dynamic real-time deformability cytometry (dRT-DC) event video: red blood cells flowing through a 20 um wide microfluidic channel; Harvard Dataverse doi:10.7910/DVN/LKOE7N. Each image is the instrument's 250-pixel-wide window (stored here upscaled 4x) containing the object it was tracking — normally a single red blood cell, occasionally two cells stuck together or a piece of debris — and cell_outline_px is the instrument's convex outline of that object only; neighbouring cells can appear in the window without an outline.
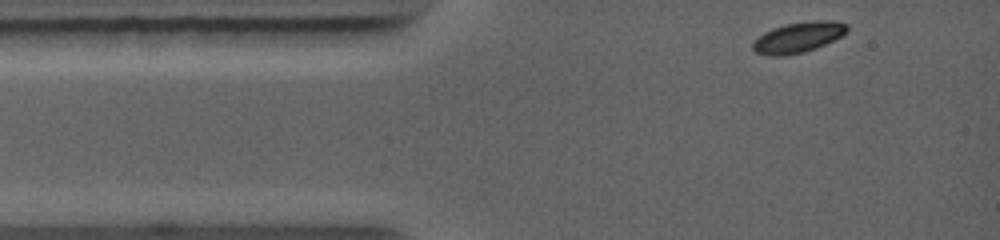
{"species": "common noctule bat (a hibernating species)", "species_latin": "Nyctalus noctula", "temperature_condition": "warm", "stored_images_in_passage": 48, "camera_frame_rate_fps": 5000, "um_per_image_px": 0.085, "animal": {"sex": "female", "body_mass_g": 19.0, "forearm_length_mm": 56.7}, "frame": {"image": 1, "passage_image": 1, "time_ms": 0.0, "image_size_px": [1000, 240], "cell_outline_px": [[848, 32], [816, 48], [804, 52], [784, 56], [768, 56], [756, 52], [752, 48], [752, 44], [764, 32], [772, 28], [784, 24], [812, 20], [836, 20], [848, 24]], "centroid_in_image_um": [67.87, 3.16], "position_along_channel_um": 17.1, "area_um2": 16.88}}
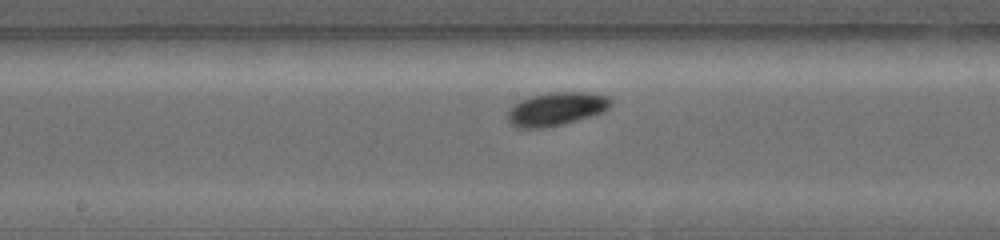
{"frame": {"image": 2, "passage_image": 27, "time_ms": 4.8, "image_size_px": [1000, 240], "cell_outline_px": [[612, 104], [604, 112], [592, 116], [564, 124], [544, 128], [516, 128], [508, 120], [508, 108], [512, 104], [528, 96], [548, 92], [592, 92], [608, 96], [612, 100]], "centroid_in_image_um": [47.29, 9.25], "position_along_channel_um": 200.9, "area_um2": 20.52}}
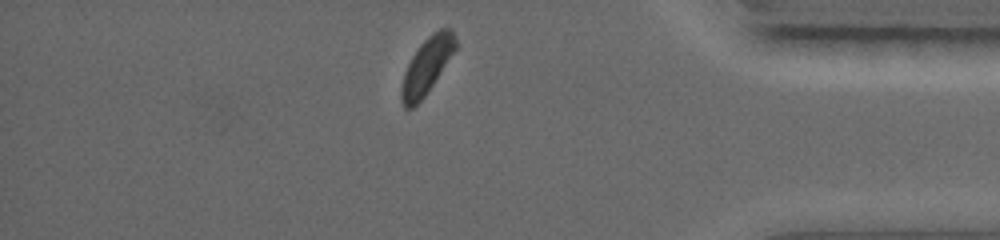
{"frame": {"image": 3, "passage_image": 48, "time_ms": 9.6, "image_size_px": [1000, 240], "cell_outline_px": [[456, 48], [424, 96], [412, 108], [404, 108], [400, 100], [400, 88], [404, 72], [412, 56], [420, 44], [432, 32], [440, 28], [452, 28], [456, 40]], "centroid_in_image_um": [36.24, 5.58], "position_along_channel_um": 399.0, "area_um2": 17.4}}